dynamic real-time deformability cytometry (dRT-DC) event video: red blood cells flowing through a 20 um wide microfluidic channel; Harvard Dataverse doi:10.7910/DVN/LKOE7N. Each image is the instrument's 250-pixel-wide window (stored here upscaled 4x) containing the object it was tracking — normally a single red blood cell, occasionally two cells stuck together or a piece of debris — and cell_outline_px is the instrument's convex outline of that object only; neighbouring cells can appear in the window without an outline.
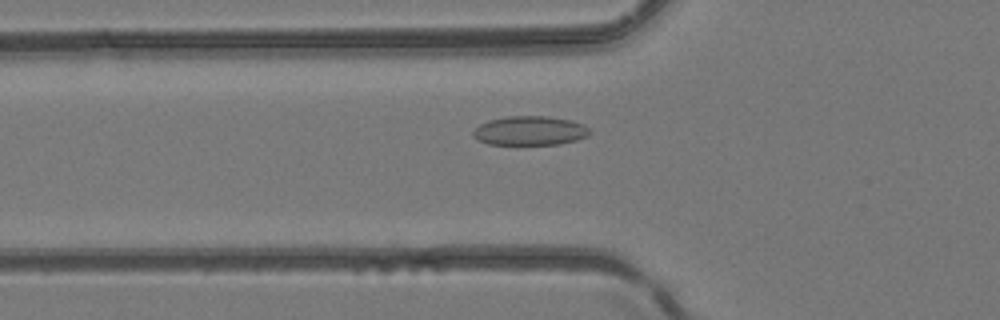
{"species": "common noctule bat (a hibernating species)", "species_latin": "Nyctalus noctula", "temperature_condition": "room temperature", "stored_images_in_passage": 45, "camera_frame_rate_fps": 3000, "um_per_image_px": 0.085, "animal": {"sex": "female", "body_mass_g": 24.6, "forearm_length_mm": 56.2}, "frame": {"image": 1, "passage_image": 14, "time_ms": 4.333, "image_size_px": [1000, 320], "cell_outline_px": [[592, 132], [588, 136], [576, 140], [560, 144], [488, 144], [476, 140], [472, 136], [472, 132], [480, 124], [488, 120], [508, 116], [548, 116], [572, 120], [584, 124]], "centroid_in_image_um": [45.05, 11.11], "position_along_channel_um": 80.8, "area_um2": 20.0}}
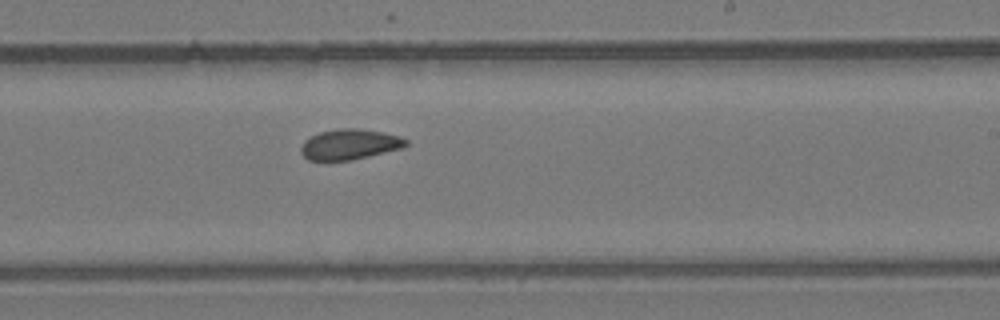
{"frame": {"image": 2, "passage_image": 26, "time_ms": 8.333, "image_size_px": [1000, 320], "cell_outline_px": [[408, 144], [404, 148], [352, 160], [308, 160], [300, 152], [300, 148], [304, 140], [320, 132], [340, 128], [356, 128], [384, 132], [400, 136], [408, 140]], "centroid_in_image_um": [29.75, 12.27], "position_along_channel_um": 259.3, "area_um2": 18.73}}
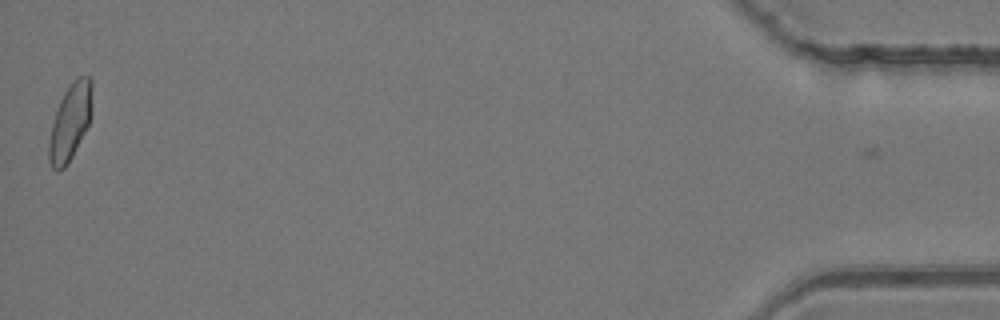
{"frame": {"image": 3, "passage_image": 44, "time_ms": 14.333, "image_size_px": [1000, 320], "cell_outline_px": [[92, 112], [88, 124], [72, 156], [64, 168], [56, 172], [52, 168], [48, 160], [48, 140], [52, 124], [60, 100], [64, 92], [72, 80], [76, 76], [92, 76]], "centroid_in_image_um": [5.96, 10.34], "position_along_channel_um": 429.2, "area_um2": 19.36}}